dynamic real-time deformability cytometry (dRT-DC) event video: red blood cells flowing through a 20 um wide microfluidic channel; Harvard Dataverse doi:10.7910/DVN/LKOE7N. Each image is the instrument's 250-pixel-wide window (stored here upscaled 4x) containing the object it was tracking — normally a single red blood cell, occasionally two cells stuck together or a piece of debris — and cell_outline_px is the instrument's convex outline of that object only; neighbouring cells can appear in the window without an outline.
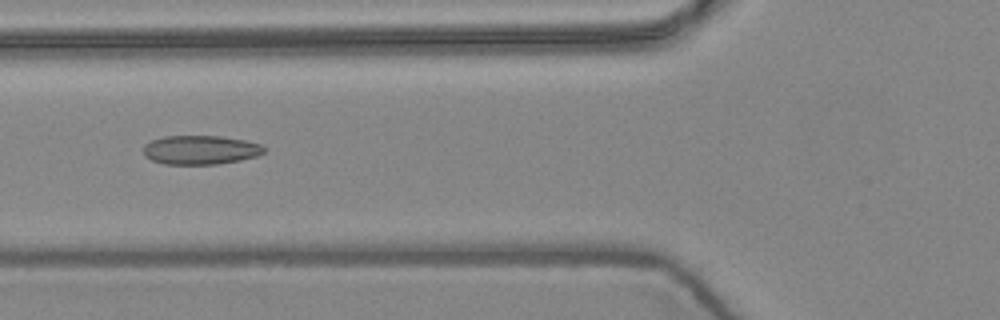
{"species": "common noctule bat (a hibernating species)", "species_latin": "Nyctalus noctula", "temperature_condition": "warm", "stored_images_in_passage": 7, "camera_frame_rate_fps": 3000, "um_per_image_px": 0.085, "animal": {"sex": "female", "body_mass_g": 24.6, "forearm_length_mm": 56.2}, "frame": {"image": 1, "passage_image": 6, "time_ms": 1.667, "image_size_px": [1000, 320], "cell_outline_px": [[268, 148], [264, 152], [256, 156], [240, 160], [216, 164], [164, 164], [152, 160], [144, 156], [144, 144], [152, 140], [164, 136], [220, 136], [244, 140], [260, 144]], "centroid_in_image_um": [17.04, 12.74], "position_along_channel_um": 108.8, "area_um2": 20.4}}
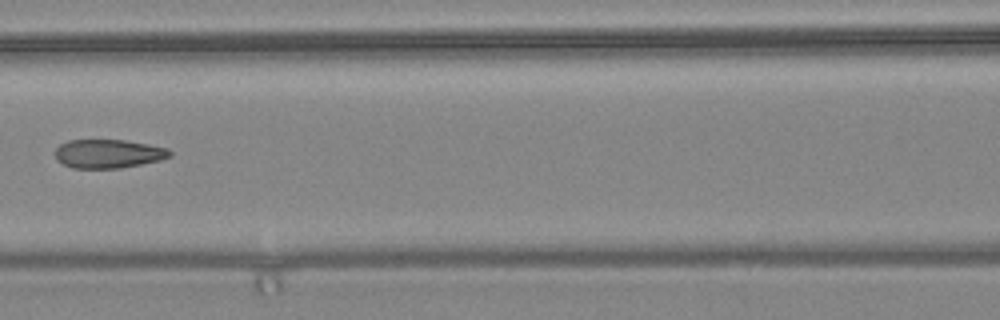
{"frame": {"image": 2, "passage_image": 7, "time_ms": 2.0, "image_size_px": [1000, 320], "cell_outline_px": [[172, 156], [160, 160], [120, 168], [72, 168], [56, 160], [56, 148], [60, 144], [68, 140], [124, 140], [148, 144], [168, 148], [172, 152]], "centroid_in_image_um": [9.21, 13.06], "position_along_channel_um": 157.4, "area_um2": 19.19}}